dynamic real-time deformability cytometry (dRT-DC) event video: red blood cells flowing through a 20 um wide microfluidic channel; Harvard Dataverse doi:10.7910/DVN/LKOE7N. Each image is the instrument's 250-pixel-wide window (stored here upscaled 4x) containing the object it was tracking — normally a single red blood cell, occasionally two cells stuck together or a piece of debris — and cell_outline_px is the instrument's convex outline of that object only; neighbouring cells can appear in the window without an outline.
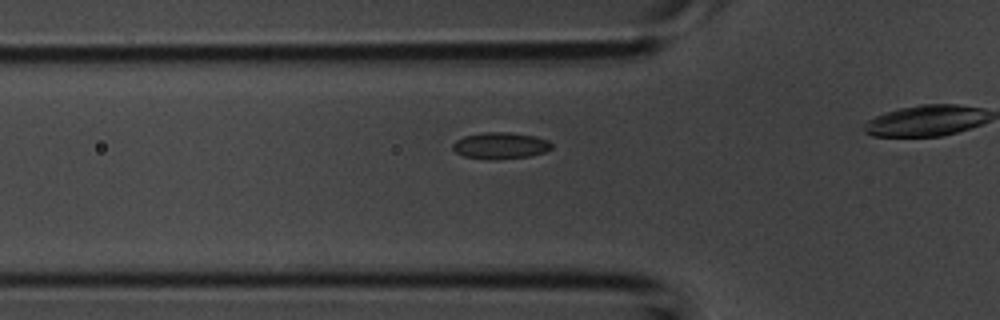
{"species": "common noctule bat (a hibernating species)", "species_latin": "Nyctalus noctula", "temperature_condition": "room temperature", "stored_images_in_passage": 27, "camera_frame_rate_fps": 3000, "um_per_image_px": 0.085, "animal": {"sex": "male", "body_mass_g": 20.1, "forearm_length_mm": 53.5}, "frame": {"image": 1, "passage_image": 7, "time_ms": 2.0, "image_size_px": [1000, 320], "cell_outline_px": [[552, 148], [544, 152], [528, 156], [496, 160], [488, 160], [464, 156], [456, 152], [452, 148], [452, 144], [456, 140], [464, 136], [484, 132], [508, 132], [536, 136], [548, 140], [552, 144]], "centroid_in_image_um": [42.52, 12.38], "position_along_channel_um": 83.3, "area_um2": 15.37}}
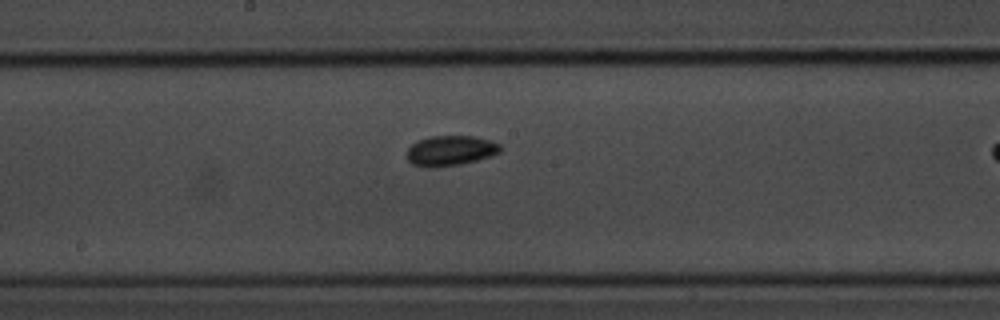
{"frame": {"image": 2, "passage_image": 15, "time_ms": 4.667, "image_size_px": [1000, 320], "cell_outline_px": [[500, 152], [492, 156], [460, 164], [436, 168], [424, 168], [412, 164], [408, 160], [408, 148], [416, 140], [428, 136], [472, 136], [492, 140], [500, 144]], "centroid_in_image_um": [38.27, 12.81], "position_along_channel_um": 209.9, "area_um2": 16.65}}
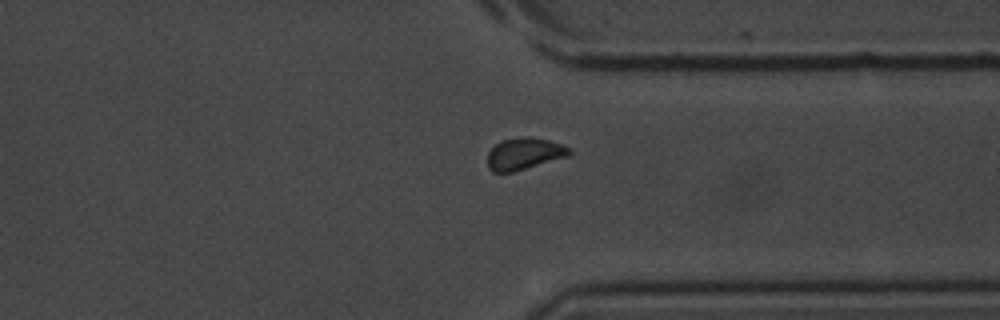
{"frame": {"image": 3, "passage_image": 25, "time_ms": 8.0, "image_size_px": [1000, 320], "cell_outline_px": [[572, 152], [568, 156], [512, 172], [492, 172], [488, 168], [488, 152], [500, 140], [528, 136], [532, 136], [548, 140], [572, 148]], "centroid_in_image_um": [44.56, 13.05], "position_along_channel_um": 366.8, "area_um2": 15.14}}